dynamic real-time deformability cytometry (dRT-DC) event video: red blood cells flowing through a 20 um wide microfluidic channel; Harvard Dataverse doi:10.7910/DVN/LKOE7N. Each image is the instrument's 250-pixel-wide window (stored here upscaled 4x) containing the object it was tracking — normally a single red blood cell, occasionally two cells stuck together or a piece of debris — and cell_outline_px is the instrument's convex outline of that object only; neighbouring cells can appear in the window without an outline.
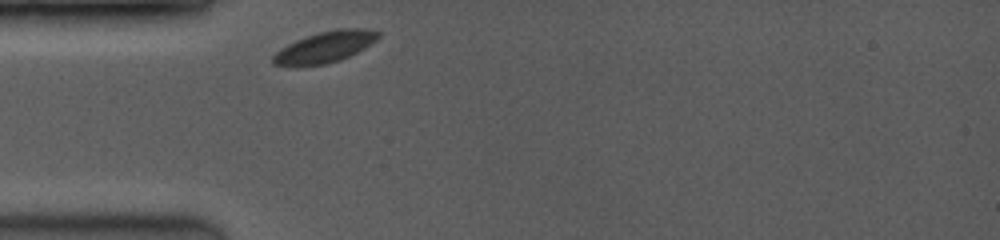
{"species": "common noctule bat (a hibernating species)", "species_latin": "Nyctalus noctula", "temperature_condition": "room temperature", "stored_images_in_passage": 33, "camera_frame_rate_fps": 3500, "um_per_image_px": 0.085, "animal": {"sex": "female", "body_mass_g": 19.0, "forearm_length_mm": 53.3}, "frame": {"image": 1, "passage_image": 1, "time_ms": 0.0, "image_size_px": [1000, 240], "cell_outline_px": [[380, 36], [376, 40], [364, 48], [340, 60], [324, 64], [272, 64], [272, 56], [280, 48], [296, 40], [320, 32], [340, 28], [364, 28], [380, 32]], "centroid_in_image_um": [27.66, 3.96], "position_along_channel_um": 57.3, "area_um2": 18.5}}
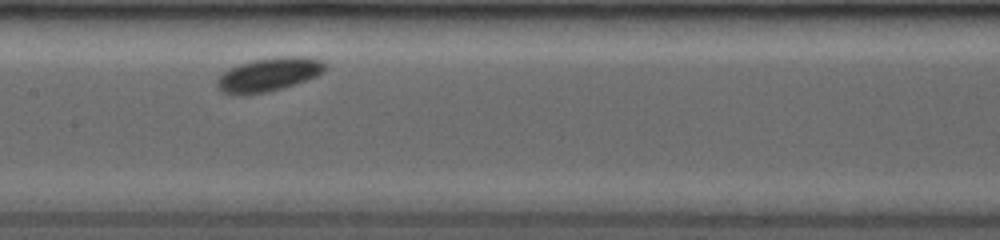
{"frame": {"image": 2, "passage_image": 13, "time_ms": 3.429, "image_size_px": [1000, 240], "cell_outline_px": [[328, 68], [324, 72], [316, 76], [268, 92], [240, 96], [224, 92], [216, 84], [216, 80], [228, 68], [252, 60], [276, 56], [300, 56], [324, 60], [328, 64]], "centroid_in_image_um": [22.87, 6.32], "position_along_channel_um": 184.5, "area_um2": 21.27}}
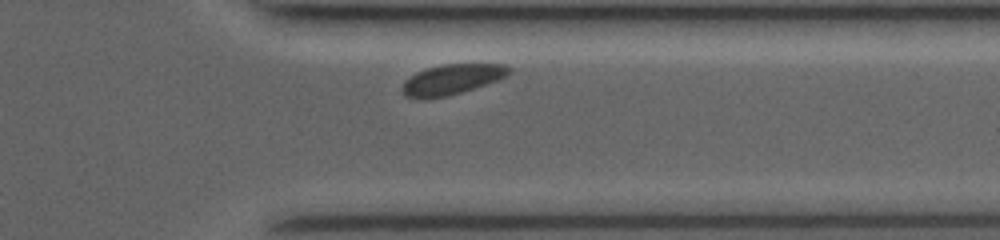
{"frame": {"image": 3, "passage_image": 30, "time_ms": 8.286, "image_size_px": [1000, 240], "cell_outline_px": [[512, 72], [508, 76], [448, 96], [404, 96], [400, 88], [404, 80], [416, 72], [428, 68], [444, 64], [504, 64], [512, 68]], "centroid_in_image_um": [38.44, 6.71], "position_along_channel_um": 373.0, "area_um2": 18.32}, "authors_computed_cell_mechanics": {"area_um2": 19.4208, "velocity_mm_per_s": 3.8436, "shape_relaxation_time_tau1_ms": 1.5111, "shape_relaxation_time_tau2_ms": null, "deformation_change_tau1": 0.0393, "deformation_change_tau2": null}}